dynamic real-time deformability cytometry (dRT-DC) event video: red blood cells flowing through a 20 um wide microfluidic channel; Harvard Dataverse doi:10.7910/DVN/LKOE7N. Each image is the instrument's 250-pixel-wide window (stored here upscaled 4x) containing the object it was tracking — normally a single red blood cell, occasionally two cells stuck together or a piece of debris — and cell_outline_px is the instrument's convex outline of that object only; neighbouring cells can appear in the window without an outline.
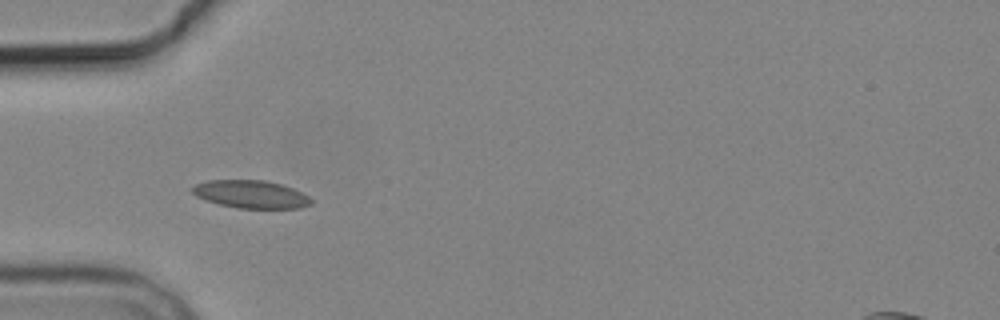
{"species": "common noctule bat (a hibernating species)", "species_latin": "Nyctalus noctula", "temperature_condition": "cold", "stored_images_in_passage": 5, "camera_frame_rate_fps": 3000, "um_per_image_px": 0.085, "animal": {"sex": "male", "body_mass_g": 19.2, "forearm_length_mm": 51.8}, "frame": {"image": 1, "passage_image": 4, "time_ms": 6.0, "image_size_px": [1000, 320], "cell_outline_px": [[312, 204], [300, 208], [236, 208], [204, 200], [196, 196], [192, 192], [192, 188], [196, 184], [208, 180], [264, 180], [280, 184], [292, 188], [308, 196], [312, 200]], "centroid_in_image_um": [21.32, 16.51], "position_along_channel_um": 63.7, "area_um2": 19.19}}
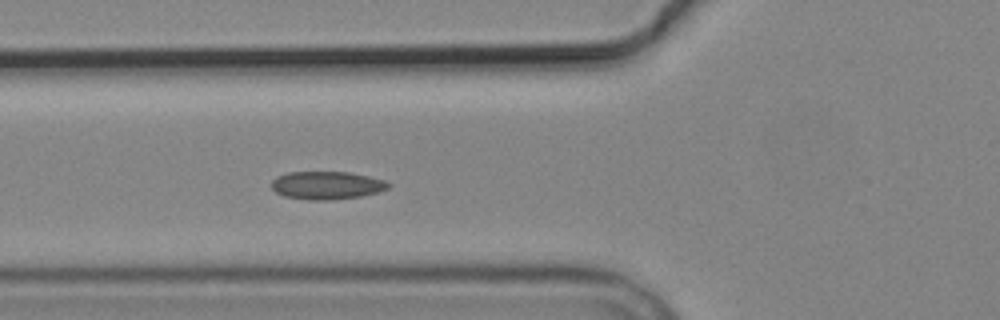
{"frame": {"image": 2, "passage_image": 5, "time_ms": 7.0, "image_size_px": [1000, 320], "cell_outline_px": [[392, 184], [388, 188], [376, 192], [360, 196], [328, 200], [308, 200], [284, 196], [276, 192], [272, 188], [272, 180], [276, 176], [288, 172], [348, 172], [368, 176], [384, 180]], "centroid_in_image_um": [27.75, 15.75], "position_along_channel_um": 98.1, "area_um2": 18.96}}